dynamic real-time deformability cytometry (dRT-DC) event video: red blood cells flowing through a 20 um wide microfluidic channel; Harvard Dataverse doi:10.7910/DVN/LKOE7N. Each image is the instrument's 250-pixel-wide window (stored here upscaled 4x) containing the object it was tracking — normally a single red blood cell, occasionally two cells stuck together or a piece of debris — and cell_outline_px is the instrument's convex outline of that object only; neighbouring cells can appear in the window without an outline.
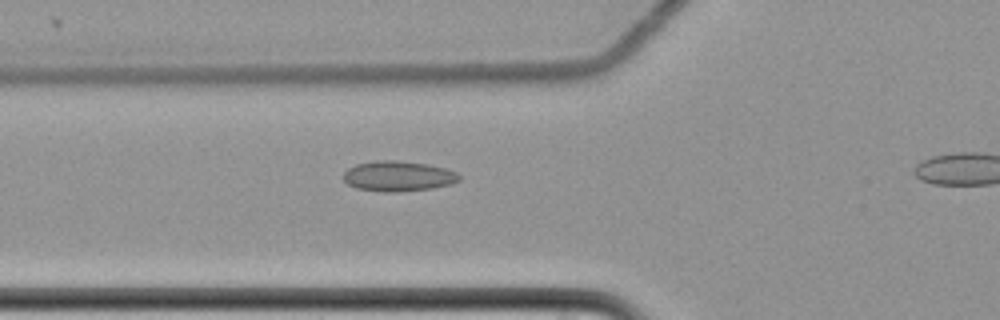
{"species": "common noctule bat (a hibernating species)", "species_latin": "Nyctalus noctula", "temperature_condition": "cold", "stored_images_in_passage": 46, "camera_frame_rate_fps": 3000, "um_per_image_px": 0.085, "animal": {"sex": "female", "body_mass_g": 22.7, "forearm_length_mm": 54.2}, "frame": {"image": 1, "passage_image": 16, "time_ms": 5.0, "image_size_px": [1000, 320], "cell_outline_px": [[460, 180], [452, 184], [432, 188], [400, 192], [384, 192], [356, 188], [348, 184], [344, 180], [344, 172], [348, 168], [356, 164], [376, 160], [396, 160], [428, 164], [444, 168], [456, 172], [460, 176]], "centroid_in_image_um": [33.85, 14.97], "position_along_channel_um": 92.0, "area_um2": 20.52}}
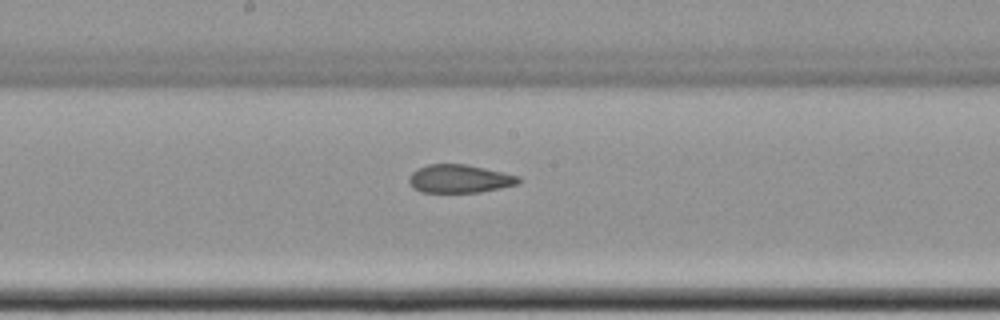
{"frame": {"image": 2, "passage_image": 26, "time_ms": 8.333, "image_size_px": [1000, 320], "cell_outline_px": [[520, 180], [516, 184], [500, 188], [480, 192], [420, 192], [412, 188], [408, 180], [408, 176], [412, 172], [428, 164], [464, 164], [484, 168], [520, 176]], "centroid_in_image_um": [39.02, 15.2], "position_along_channel_um": 209.2, "area_um2": 17.92}}
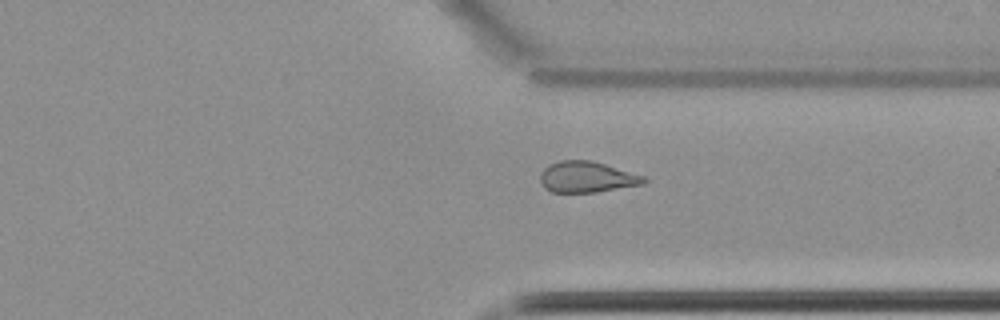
{"frame": {"image": 3, "passage_image": 39, "time_ms": 12.667, "image_size_px": [1000, 320], "cell_outline_px": [[648, 180], [644, 184], [596, 192], [552, 192], [544, 188], [540, 180], [540, 172], [548, 164], [560, 160], [592, 160], [648, 176]], "centroid_in_image_um": [49.92, 15.03], "position_along_channel_um": 361.5, "area_um2": 19.07}}